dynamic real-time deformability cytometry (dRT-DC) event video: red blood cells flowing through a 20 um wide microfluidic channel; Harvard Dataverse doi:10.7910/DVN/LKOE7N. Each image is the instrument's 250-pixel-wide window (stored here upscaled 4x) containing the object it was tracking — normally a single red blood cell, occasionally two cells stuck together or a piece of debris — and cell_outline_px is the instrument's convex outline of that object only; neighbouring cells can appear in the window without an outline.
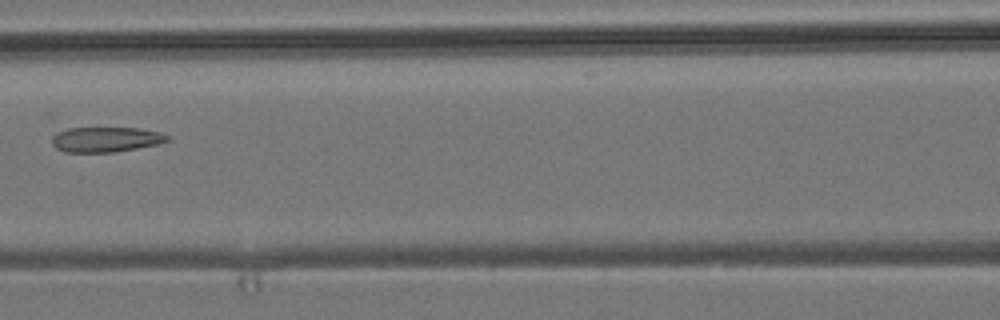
{"species": "common noctule bat (a hibernating species)", "species_latin": "Nyctalus noctula", "temperature_condition": "room temperature", "stored_images_in_passage": 4, "camera_frame_rate_fps": 3000, "um_per_image_px": 0.085, "animal": {"sex": "male", "body_mass_g": 19.2, "forearm_length_mm": 51.8}, "frame": {"image": 1, "passage_image": 3, "time_ms": 2.333, "image_size_px": [1000, 320], "cell_outline_px": [[172, 140], [160, 144], [112, 152], [64, 152], [56, 148], [52, 144], [52, 136], [56, 132], [68, 128], [140, 128], [160, 132], [172, 136]], "centroid_in_image_um": [9.04, 11.85], "position_along_channel_um": 157.6, "area_um2": 17.11}}
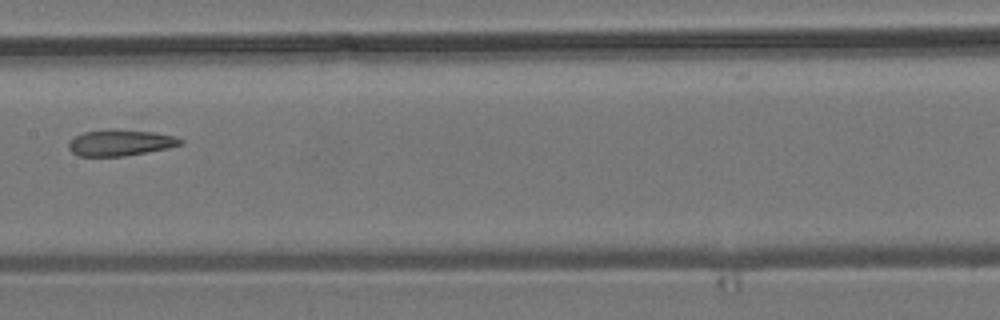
{"frame": {"image": 2, "passage_image": 4, "time_ms": 3.333, "image_size_px": [1000, 320], "cell_outline_px": [[184, 144], [168, 148], [124, 156], [76, 156], [68, 148], [68, 140], [84, 132], [108, 128], [112, 128], [152, 132], [172, 136], [184, 140]], "centroid_in_image_um": [10.19, 12.12], "position_along_channel_um": 197.2, "area_um2": 17.22}}